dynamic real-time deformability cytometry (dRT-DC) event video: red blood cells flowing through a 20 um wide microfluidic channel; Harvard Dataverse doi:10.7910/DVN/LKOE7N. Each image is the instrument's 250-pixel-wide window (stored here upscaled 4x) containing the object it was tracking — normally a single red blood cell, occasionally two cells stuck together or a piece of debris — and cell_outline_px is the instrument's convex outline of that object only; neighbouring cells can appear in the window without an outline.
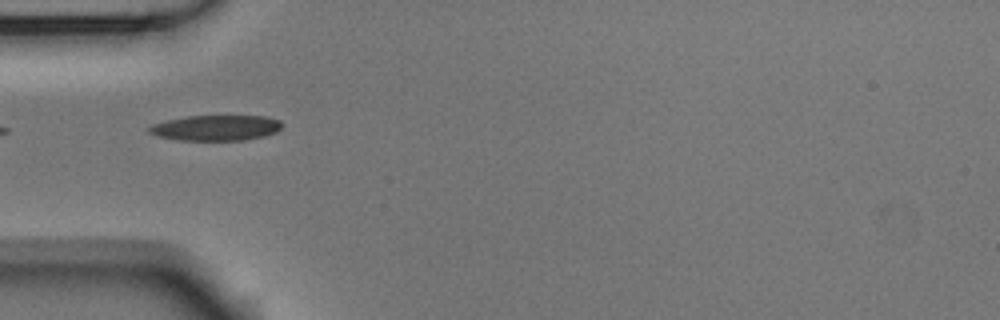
{"species": "Egyptian fruit bat (a non-hibernating species)", "species_latin": "Rousettus aegyptiacus", "temperature_condition": "room temperature", "stored_images_in_passage": 8, "camera_frame_rate_fps": 3000, "um_per_image_px": 0.085, "animal": {"sex": "male"}, "frame": {"image": 1, "passage_image": 4, "time_ms": 1.0, "image_size_px": [1000, 320], "cell_outline_px": [[280, 128], [276, 132], [264, 136], [244, 140], [180, 140], [156, 136], [148, 132], [148, 128], [152, 124], [168, 120], [188, 116], [264, 116], [280, 120]], "centroid_in_image_um": [18.33, 10.87], "position_along_channel_um": 66.7, "area_um2": 19.59}}
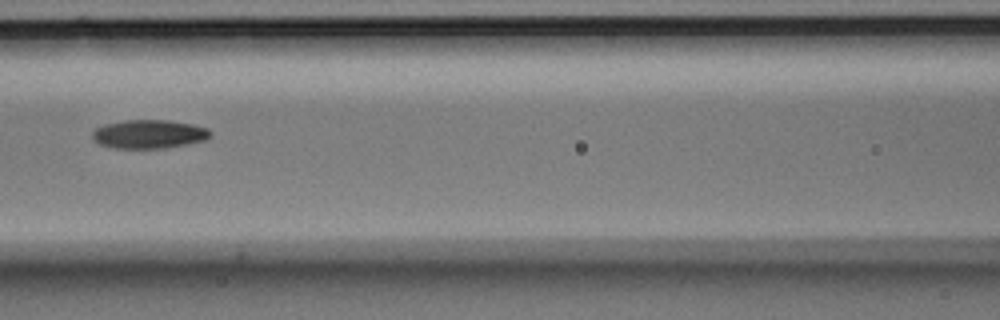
{"frame": {"image": 2, "passage_image": 6, "time_ms": 1.667, "image_size_px": [1000, 320], "cell_outline_px": [[212, 136], [204, 140], [188, 144], [168, 148], [116, 148], [100, 144], [92, 140], [92, 132], [96, 128], [104, 124], [124, 120], [164, 120], [192, 124], [208, 128], [212, 132]], "centroid_in_image_um": [12.67, 11.4], "position_along_channel_um": 153.9, "area_um2": 19.83}}
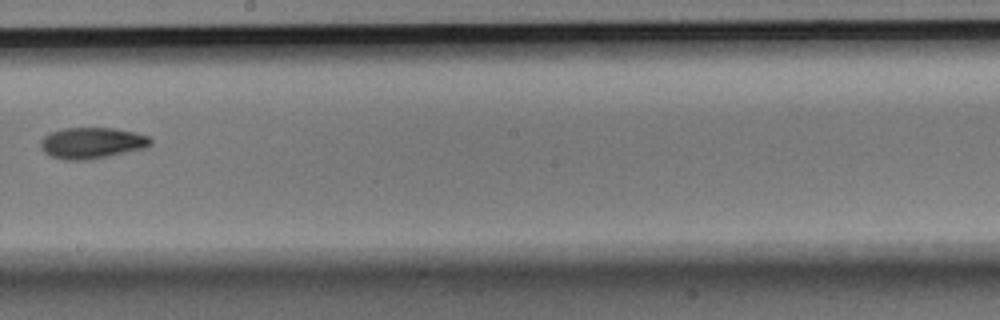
{"frame": {"image": 3, "passage_image": 8, "time_ms": 2.333, "image_size_px": [1000, 320], "cell_outline_px": [[152, 144], [144, 148], [108, 156], [88, 160], [64, 160], [52, 156], [44, 152], [40, 148], [40, 140], [48, 132], [64, 128], [116, 128], [136, 132], [148, 136], [152, 140]], "centroid_in_image_um": [7.79, 12.14], "position_along_channel_um": 240.4, "area_um2": 20.11}}